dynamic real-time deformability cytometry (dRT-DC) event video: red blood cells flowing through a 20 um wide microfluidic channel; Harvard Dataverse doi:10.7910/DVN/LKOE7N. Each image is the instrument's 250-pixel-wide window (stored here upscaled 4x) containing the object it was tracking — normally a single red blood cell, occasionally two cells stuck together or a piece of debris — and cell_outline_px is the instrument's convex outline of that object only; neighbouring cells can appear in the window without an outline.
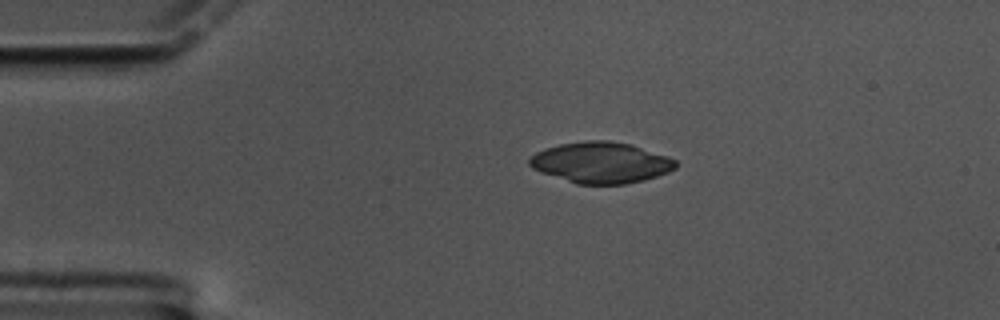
{"species": "common noctule bat (a hibernating species)", "species_latin": "Nyctalus noctula", "temperature_condition": "cold", "stored_images_in_passage": 50, "camera_frame_rate_fps": 3000, "um_per_image_px": 0.085, "animal": {"sex": "male", "body_mass_g": 17.5, "forearm_length_mm": 52.3}, "frame": {"image": 1, "passage_image": 2, "time_ms": 0.333, "image_size_px": [1000, 320], "cell_outline_px": [[676, 168], [668, 172], [644, 180], [624, 184], [576, 184], [540, 172], [532, 168], [528, 164], [528, 160], [536, 152], [544, 148], [560, 144], [584, 140], [612, 140], [632, 144], [668, 156], [676, 160]], "centroid_in_image_um": [51.07, 13.81], "position_along_channel_um": 33.9, "area_um2": 35.2}}